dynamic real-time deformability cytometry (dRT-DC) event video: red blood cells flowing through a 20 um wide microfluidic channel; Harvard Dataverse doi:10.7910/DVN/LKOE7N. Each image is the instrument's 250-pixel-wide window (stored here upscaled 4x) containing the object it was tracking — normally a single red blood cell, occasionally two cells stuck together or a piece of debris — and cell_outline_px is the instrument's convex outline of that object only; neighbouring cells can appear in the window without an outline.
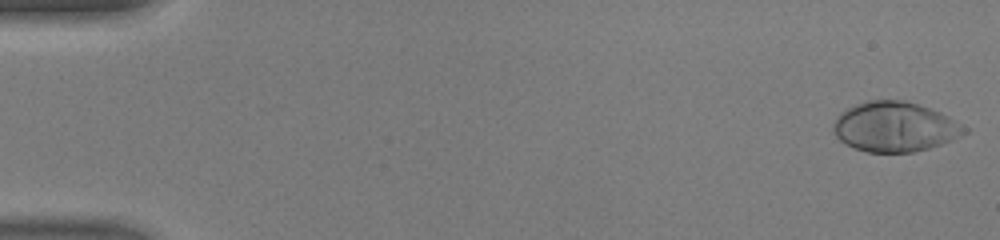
{"species": "human", "species_latin": "Homo sapiens", "temperature_condition": "warm", "stored_images_in_passage": 46, "camera_frame_rate_fps": 3000, "um_per_image_px": 0.085, "donor": {"sex": "male"}, "frame": {"image": 1, "passage_image": 1, "time_ms": 0.0, "image_size_px": [1000, 240], "cell_outline_px": [[968, 132], [952, 140], [928, 148], [912, 152], [868, 152], [844, 144], [836, 136], [832, 128], [832, 124], [836, 116], [840, 112], [856, 104], [868, 100], [904, 100], [940, 112], [968, 128]], "centroid_in_image_um": [76.02, 10.78], "position_along_channel_um": 9.0, "area_um2": 37.97}}
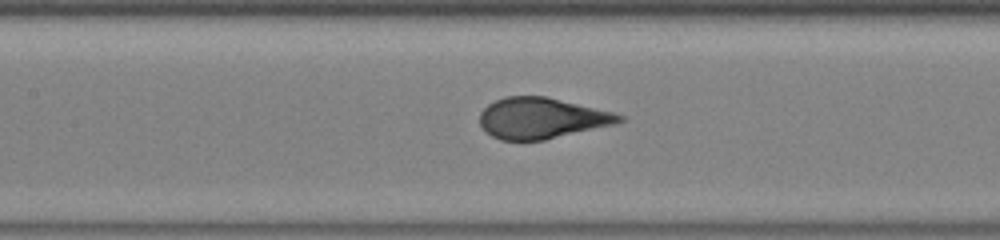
{"frame": {"image": 2, "passage_image": 22, "time_ms": 7.0, "image_size_px": [1000, 240], "cell_outline_px": [[624, 120], [616, 124], [544, 140], [500, 140], [484, 132], [480, 124], [480, 112], [488, 104], [504, 96], [544, 96], [612, 112], [624, 116]], "centroid_in_image_um": [46.0, 10.05], "position_along_channel_um": 161.4, "area_um2": 33.12}}
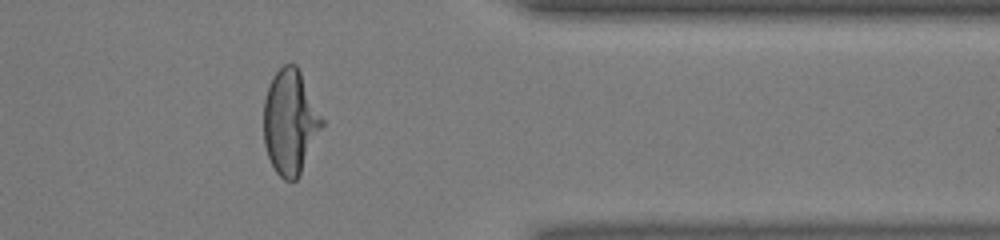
{"frame": {"image": 3, "passage_image": 38, "time_ms": 12.333, "image_size_px": [1000, 240], "cell_outline_px": [[324, 124], [300, 176], [296, 180], [284, 180], [276, 172], [268, 156], [264, 144], [264, 100], [268, 84], [272, 76], [284, 64], [296, 64], [324, 120]], "centroid_in_image_um": [24.66, 10.39], "position_along_channel_um": 386.7, "area_um2": 35.55}, "authors_computed_cell_mechanics": {"area_um2": 34.9401, "velocity_mm_per_s": 4.474, "shape_relaxation_time_tau1_ms": 3.3092, "shape_relaxation_time_tau2_ms": null, "deformation_change_tau1": 0.2384, "deformation_change_tau2": null}}